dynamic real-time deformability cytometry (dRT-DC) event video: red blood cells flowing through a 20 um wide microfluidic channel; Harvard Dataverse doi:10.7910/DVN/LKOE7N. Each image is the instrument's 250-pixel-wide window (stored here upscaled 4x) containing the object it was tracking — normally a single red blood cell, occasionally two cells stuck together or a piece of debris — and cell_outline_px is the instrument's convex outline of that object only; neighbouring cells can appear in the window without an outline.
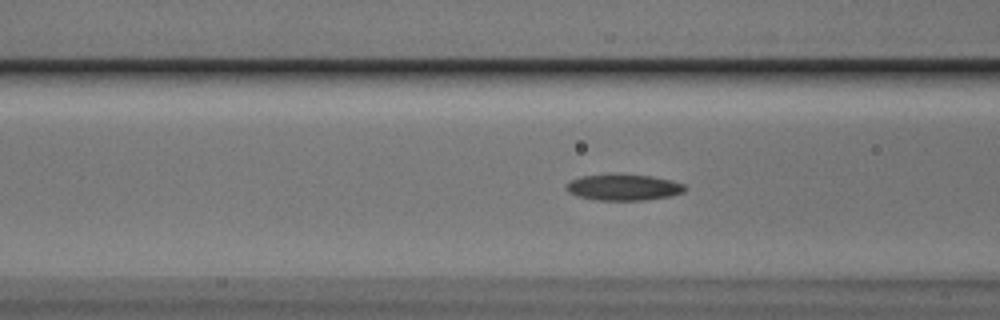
{"species": "Egyptian fruit bat (a non-hibernating species)", "species_latin": "Rousettus aegyptiacus", "temperature_condition": "cold", "stored_images_in_passage": 16, "camera_frame_rate_fps": 3000, "um_per_image_px": 0.085, "animal": {"sex": "male"}, "frame": {"image": 1, "passage_image": 7, "time_ms": 2.0, "image_size_px": [1000, 320], "cell_outline_px": [[688, 188], [684, 192], [672, 196], [644, 200], [596, 200], [576, 196], [568, 192], [564, 188], [564, 184], [580, 176], [652, 176], [684, 184]], "centroid_in_image_um": [52.99, 15.96], "position_along_channel_um": 113.6, "area_um2": 17.69}}
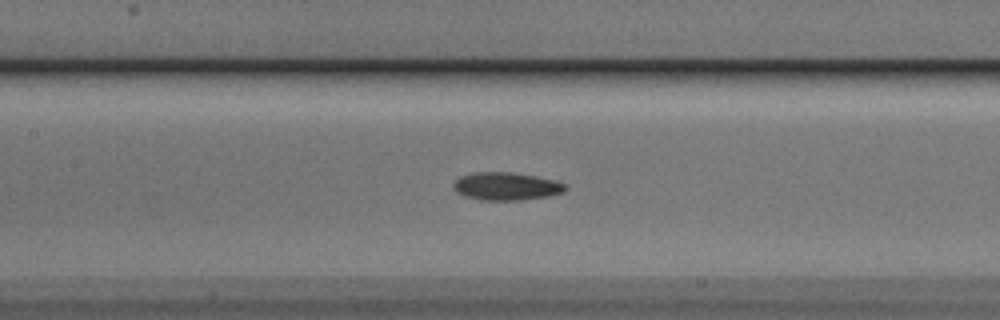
{"frame": {"image": 2, "passage_image": 11, "time_ms": 3.333, "image_size_px": [1000, 320], "cell_outline_px": [[568, 188], [564, 192], [548, 196], [520, 200], [480, 200], [464, 196], [456, 192], [452, 188], [452, 184], [460, 176], [476, 172], [512, 172], [536, 176], [556, 180], [568, 184]], "centroid_in_image_um": [43.05, 15.83], "position_along_channel_um": 164.4, "area_um2": 18.44}}
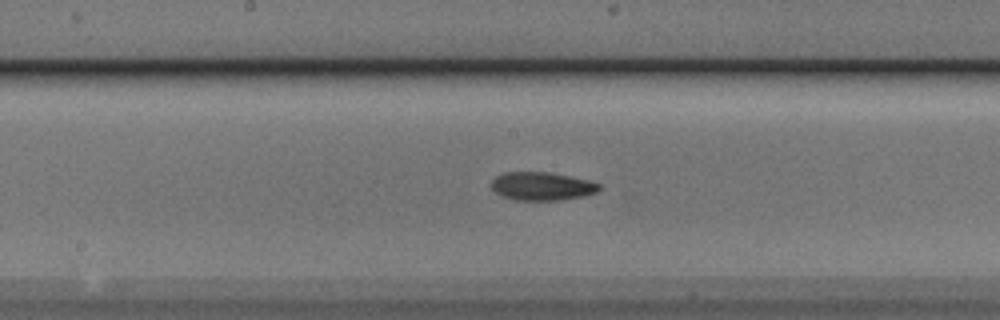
{"frame": {"image": 3, "passage_image": 14, "time_ms": 4.333, "image_size_px": [1000, 320], "cell_outline_px": [[600, 188], [596, 192], [584, 196], [560, 200], [516, 200], [500, 196], [492, 188], [492, 180], [496, 176], [504, 172], [548, 172], [588, 180], [600, 184]], "centroid_in_image_um": [46.04, 15.83], "position_along_channel_um": 202.2, "area_um2": 17.69}}